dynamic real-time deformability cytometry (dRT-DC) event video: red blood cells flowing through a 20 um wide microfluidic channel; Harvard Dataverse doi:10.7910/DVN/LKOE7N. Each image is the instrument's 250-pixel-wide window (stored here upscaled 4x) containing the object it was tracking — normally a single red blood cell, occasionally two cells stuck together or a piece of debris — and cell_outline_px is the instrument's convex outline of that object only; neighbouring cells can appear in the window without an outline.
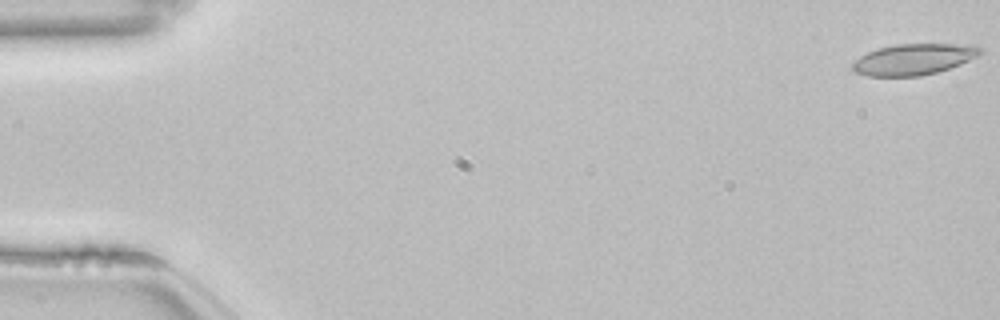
{"species": "common noctule bat (a hibernating species)", "species_latin": "Nyctalus noctula", "temperature_condition": "room temperature", "stored_images_in_passage": 54, "camera_frame_rate_fps": 3000, "um_per_image_px": 0.085, "animal": {"sex": "female", "body_mass_g": 22.7, "forearm_length_mm": 54.2}, "frame": {"image": 1, "passage_image": 1, "time_ms": 0.0, "image_size_px": [1000, 320], "cell_outline_px": [[984, 52], [960, 64], [936, 72], [920, 76], [868, 76], [856, 72], [852, 68], [852, 64], [860, 56], [876, 48], [896, 44], [976, 44]], "centroid_in_image_um": [77.67, 5.03], "position_along_channel_um": 7.3, "area_um2": 23.06}}
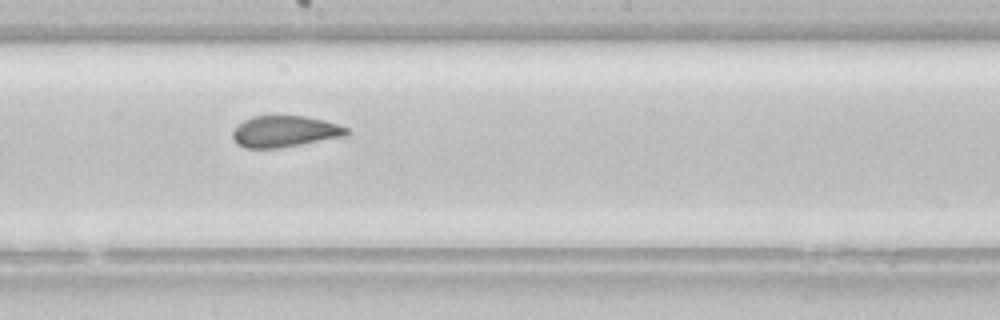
{"frame": {"image": 2, "passage_image": 30, "time_ms": 9.667, "image_size_px": [1000, 320], "cell_outline_px": [[348, 136], [280, 148], [244, 148], [236, 144], [232, 136], [232, 132], [244, 120], [252, 116], [304, 116], [324, 120], [348, 128]], "centroid_in_image_um": [24.21, 11.18], "position_along_channel_um": 224.0, "area_um2": 20.87}}
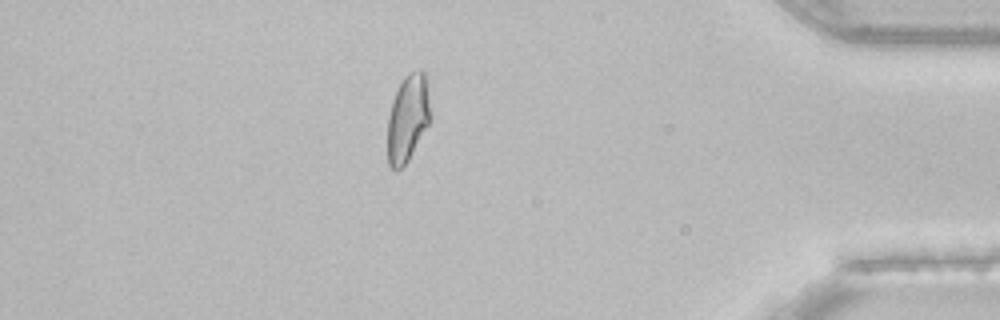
{"frame": {"image": 3, "passage_image": 47, "time_ms": 15.333, "image_size_px": [1000, 320], "cell_outline_px": [[432, 116], [428, 124], [408, 160], [396, 172], [388, 164], [388, 116], [392, 100], [404, 76], [408, 72], [420, 68], [424, 72], [428, 80]], "centroid_in_image_um": [34.69, 9.97], "position_along_channel_um": 400.5, "area_um2": 22.08}, "authors_computed_cell_mechanics": {"area_um2": 22.4842, "velocity_mm_per_s": 3.836, "shape_relaxation_time_tau1_ms": null, "shape_relaxation_time_tau2_ms": 1.387, "deformation_change_tau1": null, "deformation_change_tau2": 0.0625}}